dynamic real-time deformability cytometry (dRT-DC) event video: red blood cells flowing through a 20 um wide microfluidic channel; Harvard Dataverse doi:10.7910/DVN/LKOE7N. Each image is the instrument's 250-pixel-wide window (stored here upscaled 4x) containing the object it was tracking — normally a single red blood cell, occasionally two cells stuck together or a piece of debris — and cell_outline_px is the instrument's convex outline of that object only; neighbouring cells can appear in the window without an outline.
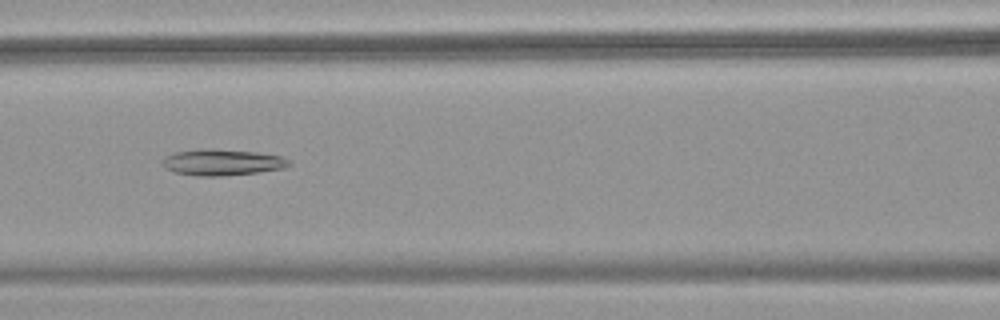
{"species": "common noctule bat (a hibernating species)", "species_latin": "Nyctalus noctula", "temperature_condition": "warm", "stored_images_in_passage": 39, "camera_frame_rate_fps": 3000, "um_per_image_px": 0.085, "animal": {"sex": "female", "body_mass_g": 18.4}, "frame": {"image": 1, "passage_image": 9, "time_ms": 2.667, "image_size_px": [1000, 320], "cell_outline_px": [[292, 164], [284, 168], [256, 172], [220, 176], [200, 176], [176, 172], [164, 168], [160, 160], [176, 152], [212, 148], [256, 152], [280, 156], [288, 160]], "centroid_in_image_um": [18.88, 13.79], "position_along_channel_um": 147.7, "area_um2": 19.07}}
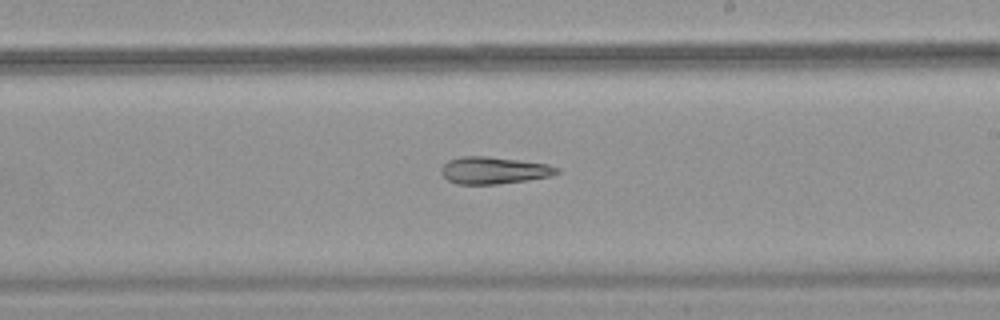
{"frame": {"image": 2, "passage_image": 17, "time_ms": 5.333, "image_size_px": [1000, 320], "cell_outline_px": [[560, 172], [548, 176], [528, 180], [496, 184], [456, 184], [448, 180], [440, 172], [440, 168], [448, 160], [460, 156], [488, 156], [548, 164], [560, 168]], "centroid_in_image_um": [41.95, 14.47], "position_along_channel_um": 247.1, "area_um2": 18.26}}
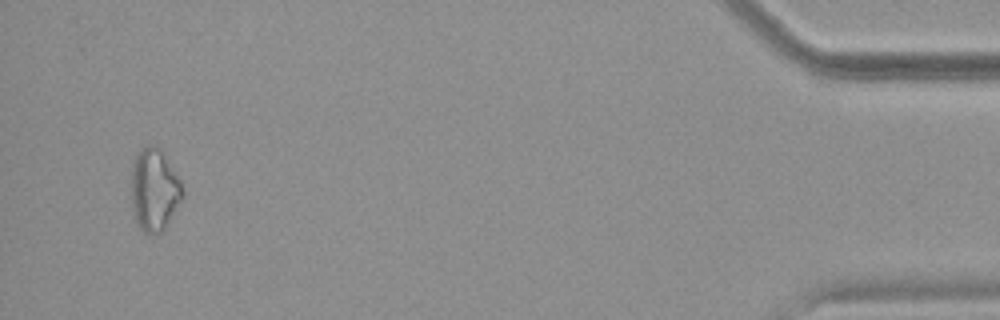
{"frame": {"image": 3, "passage_image": 37, "time_ms": 12.0, "image_size_px": [1000, 320], "cell_outline_px": [[184, 196], [164, 228], [160, 232], [144, 232], [140, 228], [136, 220], [132, 208], [132, 164], [140, 148], [144, 144], [152, 144], [160, 148], [180, 180], [184, 192]], "centroid_in_image_um": [13.11, 16.08], "position_along_channel_um": 422.1, "area_um2": 24.33}}